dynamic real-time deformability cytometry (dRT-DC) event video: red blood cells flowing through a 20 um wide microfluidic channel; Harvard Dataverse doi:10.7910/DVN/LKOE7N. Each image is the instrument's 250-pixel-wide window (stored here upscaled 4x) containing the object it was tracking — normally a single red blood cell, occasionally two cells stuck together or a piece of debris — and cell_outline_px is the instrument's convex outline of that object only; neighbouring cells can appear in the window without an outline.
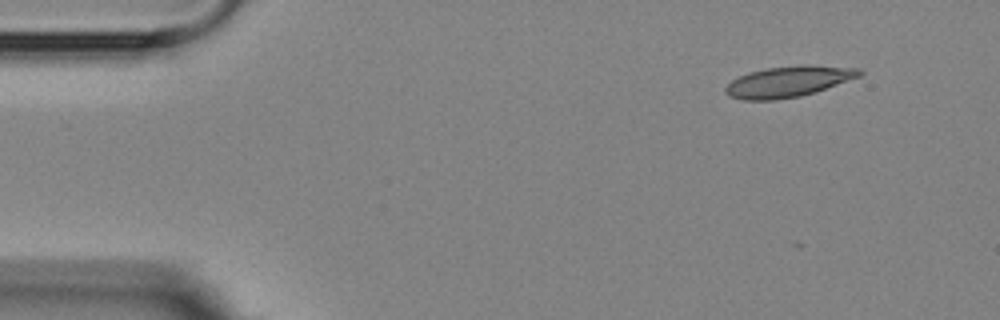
{"species": "Egyptian fruit bat (a non-hibernating species)", "species_latin": "Rousettus aegyptiacus", "temperature_condition": "room temperature", "stored_images_in_passage": 2, "segment_of_instrument_passage": [2, 2], "camera_frame_rate_fps": 3000, "um_per_image_px": 0.085, "animal": {"sex": "female"}, "frame": {"image": 1, "passage_image": 2, "time_ms": 2.0, "image_size_px": [1000, 320], "cell_outline_px": [[864, 72], [860, 76], [816, 92], [800, 96], [776, 100], [744, 100], [728, 96], [724, 92], [724, 88], [732, 80], [748, 72], [764, 68], [800, 64], [812, 64], [860, 68]], "centroid_in_image_um": [67.02, 6.92], "position_along_channel_um": 18.0, "area_um2": 24.51}}